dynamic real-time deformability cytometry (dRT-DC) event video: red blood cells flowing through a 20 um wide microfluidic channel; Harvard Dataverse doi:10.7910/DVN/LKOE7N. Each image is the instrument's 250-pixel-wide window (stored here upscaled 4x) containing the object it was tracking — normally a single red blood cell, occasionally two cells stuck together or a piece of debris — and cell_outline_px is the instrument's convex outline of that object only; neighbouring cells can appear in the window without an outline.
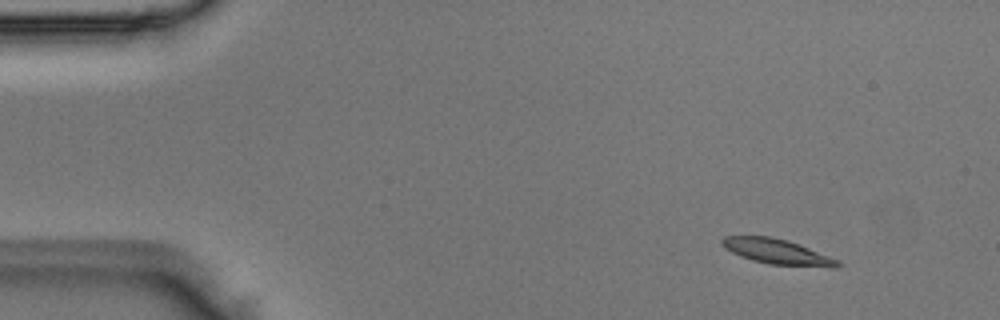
{"species": "Egyptian fruit bat (a non-hibernating species)", "species_latin": "Rousettus aegyptiacus", "temperature_condition": "room temperature", "stored_images_in_passage": 5, "camera_frame_rate_fps": 3000, "um_per_image_px": 0.085, "animal": {"sex": "male"}, "frame": {"image": 1, "passage_image": 1, "time_ms": 0.0, "image_size_px": [1000, 320], "cell_outline_px": [[844, 264], [836, 268], [832, 268], [768, 264], [752, 260], [740, 256], [724, 248], [720, 244], [720, 240], [724, 236], [772, 236], [788, 240], [840, 260]], "centroid_in_image_um": [66.09, 21.4], "position_along_channel_um": 18.9, "area_um2": 17.28}}
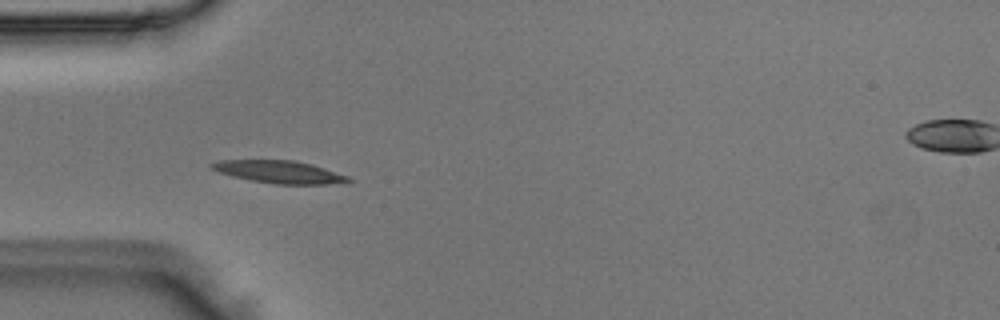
{"frame": {"image": 2, "passage_image": 4, "time_ms": 1.0, "image_size_px": [1000, 320], "cell_outline_px": [[352, 180], [344, 184], [276, 184], [252, 180], [232, 176], [208, 168], [208, 164], [220, 160], [292, 160], [312, 164], [348, 176]], "centroid_in_image_um": [23.75, 14.61], "position_along_channel_um": 61.3, "area_um2": 17.98}}
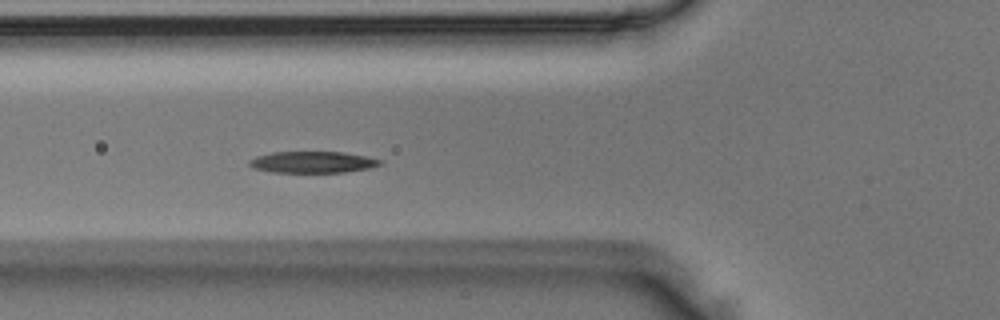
{"frame": {"image": 3, "passage_image": 5, "time_ms": 1.333, "image_size_px": [1000, 320], "cell_outline_px": [[384, 164], [368, 168], [344, 172], [272, 172], [252, 168], [248, 164], [248, 160], [256, 156], [272, 152], [344, 152], [368, 156], [380, 160]], "centroid_in_image_um": [26.55, 13.77], "position_along_channel_um": 99.2, "area_um2": 16.42}}